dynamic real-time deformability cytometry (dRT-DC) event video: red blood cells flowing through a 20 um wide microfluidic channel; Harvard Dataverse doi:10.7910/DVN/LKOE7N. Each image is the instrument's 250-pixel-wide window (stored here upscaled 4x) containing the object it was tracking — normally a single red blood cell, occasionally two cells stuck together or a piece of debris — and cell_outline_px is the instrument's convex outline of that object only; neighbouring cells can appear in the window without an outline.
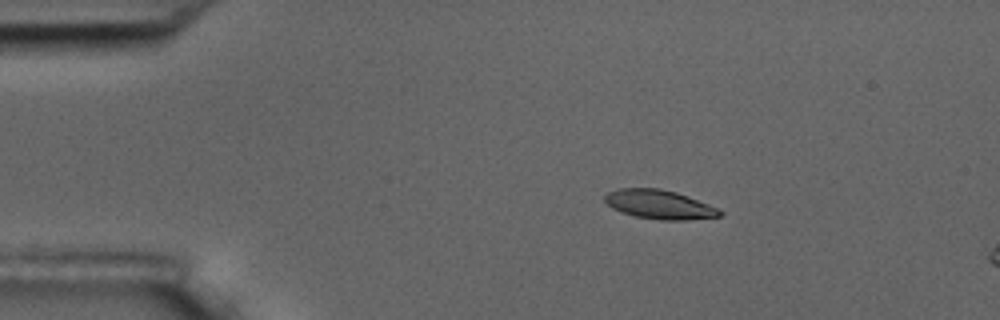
{"species": "common noctule bat (a hibernating species)", "species_latin": "Nyctalus noctula", "temperature_condition": "room temperature", "stored_images_in_passage": 5, "camera_frame_rate_fps": 3000, "um_per_image_px": 0.085, "animal": {"sex": "male", "body_mass_g": 17.5, "forearm_length_mm": 52.3}, "frame": {"image": 1, "passage_image": 3, "time_ms": 2.333, "image_size_px": [1000, 320], "cell_outline_px": [[724, 212], [720, 216], [684, 220], [664, 220], [636, 216], [620, 212], [612, 208], [604, 200], [604, 196], [608, 192], [620, 188], [660, 188], [676, 192], [708, 204]], "centroid_in_image_um": [56.02, 17.37], "position_along_channel_um": 29.0, "area_um2": 19.25}}